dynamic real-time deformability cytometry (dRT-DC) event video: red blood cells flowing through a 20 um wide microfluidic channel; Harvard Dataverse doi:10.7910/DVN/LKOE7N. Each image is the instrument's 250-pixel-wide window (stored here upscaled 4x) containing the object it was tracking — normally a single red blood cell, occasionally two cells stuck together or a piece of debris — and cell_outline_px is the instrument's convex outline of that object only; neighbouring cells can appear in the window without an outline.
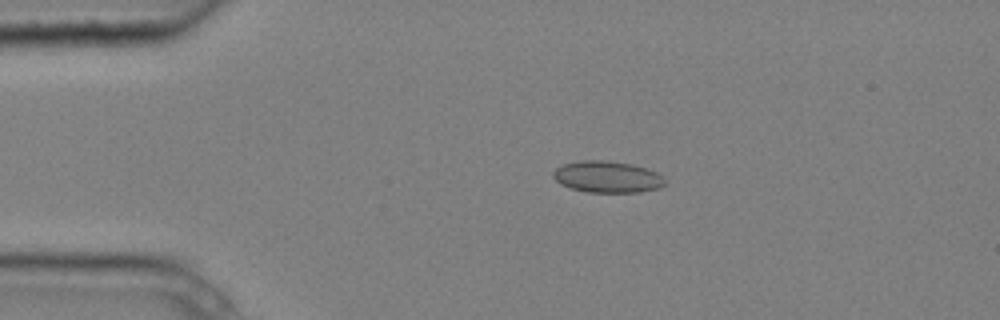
{"species": "common noctule bat (a hibernating species)", "species_latin": "Nyctalus noctula", "temperature_condition": "cold", "stored_images_in_passage": 6, "camera_frame_rate_fps": 3000, "um_per_image_px": 0.085, "animal": {"sex": "male", "body_mass_g": 20.4}, "frame": {"image": 1, "passage_image": 3, "time_ms": 0.667, "image_size_px": [1000, 320], "cell_outline_px": [[664, 184], [660, 188], [640, 192], [588, 192], [568, 188], [560, 184], [552, 176], [552, 172], [556, 168], [564, 164], [580, 160], [604, 160], [632, 164], [656, 172], [664, 176]], "centroid_in_image_um": [51.6, 15.04], "position_along_channel_um": 33.4, "area_um2": 20.63}}
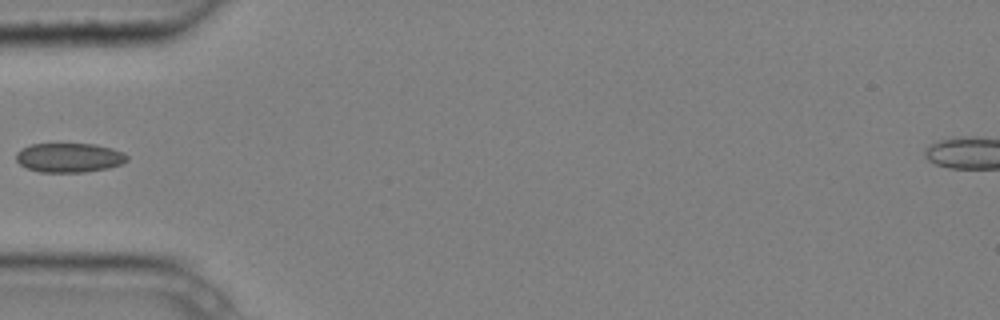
{"frame": {"image": 2, "passage_image": 5, "time_ms": 1.333, "image_size_px": [1000, 320], "cell_outline_px": [[128, 160], [120, 164], [108, 168], [84, 172], [40, 172], [28, 168], [20, 164], [16, 160], [16, 152], [20, 148], [32, 144], [96, 144], [112, 148], [124, 152], [128, 156]], "centroid_in_image_um": [5.88, 13.39], "position_along_channel_um": 79.1, "area_um2": 19.02}}
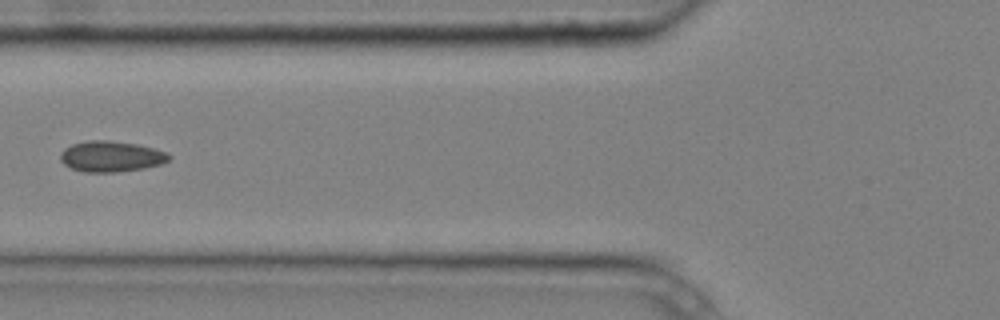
{"frame": {"image": 3, "passage_image": 6, "time_ms": 1.667, "image_size_px": [1000, 320], "cell_outline_px": [[172, 156], [168, 160], [160, 164], [144, 168], [116, 172], [84, 172], [72, 168], [64, 164], [60, 160], [60, 152], [64, 148], [72, 144], [88, 140], [112, 140], [136, 144], [168, 152]], "centroid_in_image_um": [9.43, 13.29], "position_along_channel_um": 116.4, "area_um2": 19.54}}